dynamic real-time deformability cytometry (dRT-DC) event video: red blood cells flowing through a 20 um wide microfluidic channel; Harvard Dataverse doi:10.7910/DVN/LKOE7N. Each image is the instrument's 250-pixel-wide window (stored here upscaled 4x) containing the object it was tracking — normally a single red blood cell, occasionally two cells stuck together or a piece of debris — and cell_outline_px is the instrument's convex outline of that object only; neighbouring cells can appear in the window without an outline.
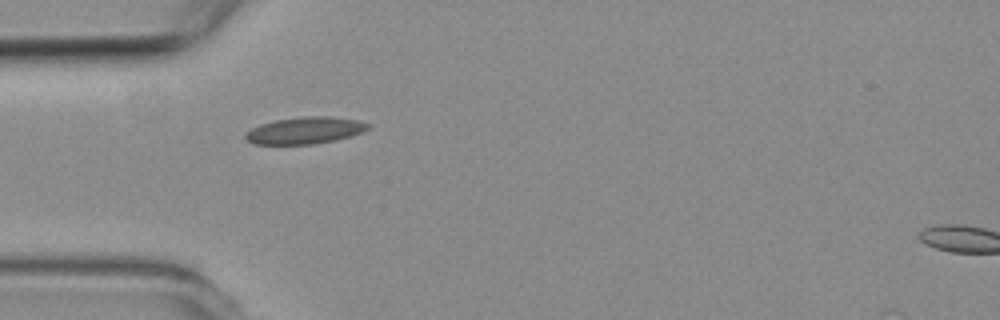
{"species": "common noctule bat (a hibernating species)", "species_latin": "Nyctalus noctula", "temperature_condition": "room temperature", "stored_images_in_passage": 3, "camera_frame_rate_fps": 3000, "um_per_image_px": 0.085, "animal": {"sex": "female", "body_mass_g": 19.3, "forearm_length_mm": 54.1}, "frame": {"image": 1, "passage_image": 2, "time_ms": 1.667, "image_size_px": [1000, 320], "cell_outline_px": [[368, 128], [352, 136], [336, 140], [312, 144], [256, 144], [248, 140], [244, 136], [252, 128], [260, 124], [276, 120], [304, 116], [328, 116], [356, 120], [368, 124]], "centroid_in_image_um": [25.91, 11.09], "position_along_channel_um": 59.1, "area_um2": 18.84}}